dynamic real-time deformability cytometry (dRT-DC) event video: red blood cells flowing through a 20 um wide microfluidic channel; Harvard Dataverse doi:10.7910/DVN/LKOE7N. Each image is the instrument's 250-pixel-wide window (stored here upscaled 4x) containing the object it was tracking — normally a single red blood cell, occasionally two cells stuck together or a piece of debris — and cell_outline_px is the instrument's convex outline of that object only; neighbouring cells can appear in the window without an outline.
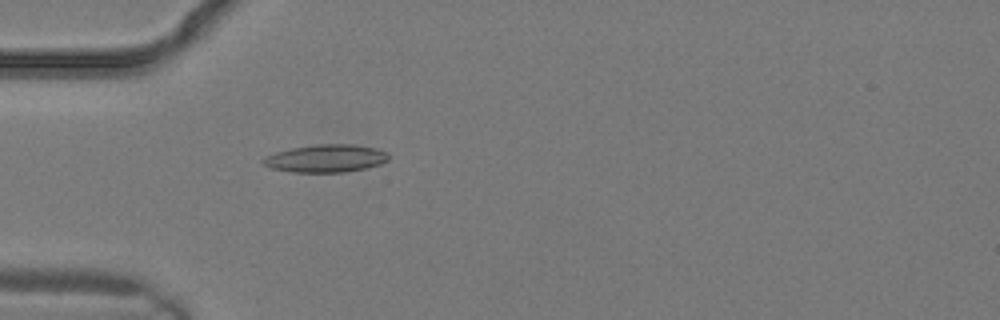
{"species": "common noctule bat (a hibernating species)", "species_latin": "Nyctalus noctula", "temperature_condition": "warm", "stored_images_in_passage": 6, "camera_frame_rate_fps": 3000, "um_per_image_px": 0.085, "animal": {"sex": "male", "body_mass_g": 19.2, "forearm_length_mm": 51.8}, "frame": {"image": 1, "passage_image": 1, "time_ms": 0.0, "image_size_px": [1000, 320], "cell_outline_px": [[388, 160], [380, 164], [364, 168], [344, 172], [292, 172], [272, 168], [264, 164], [260, 160], [264, 156], [276, 152], [292, 148], [316, 144], [352, 144], [376, 148], [388, 152]], "centroid_in_image_um": [27.69, 13.46], "position_along_channel_um": 57.3, "area_um2": 20.23}}
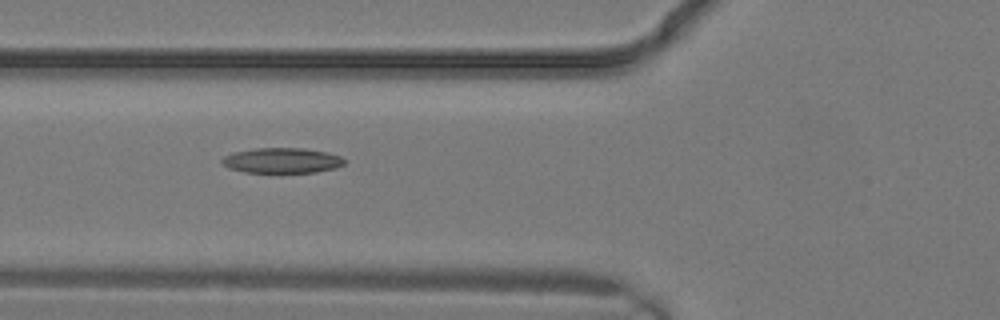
{"frame": {"image": 2, "passage_image": 3, "time_ms": 0.667, "image_size_px": [1000, 320], "cell_outline_px": [[348, 160], [344, 164], [336, 168], [316, 172], [280, 176], [244, 172], [228, 168], [220, 160], [224, 156], [232, 152], [256, 148], [304, 148], [328, 152], [340, 156]], "centroid_in_image_um": [23.98, 13.69], "position_along_channel_um": 101.8, "area_um2": 19.19}}
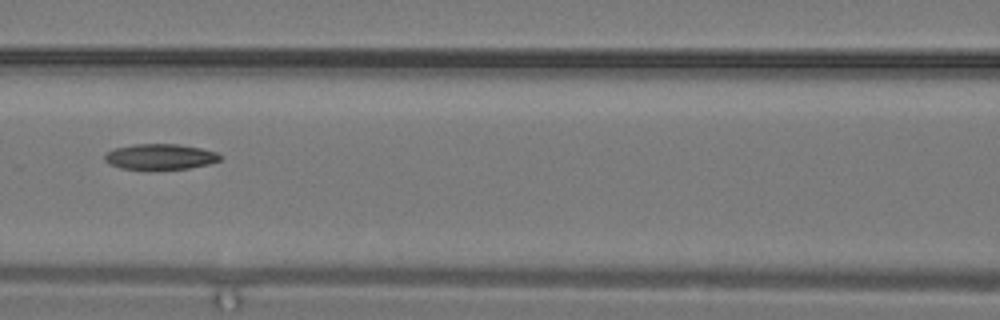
{"frame": {"image": 3, "passage_image": 5, "time_ms": 1.333, "image_size_px": [1000, 320], "cell_outline_px": [[224, 156], [220, 160], [208, 164], [188, 168], [120, 168], [108, 164], [104, 160], [104, 156], [108, 152], [116, 148], [132, 144], [176, 144], [200, 148], [216, 152]], "centroid_in_image_um": [13.62, 13.3], "position_along_channel_um": 153.0, "area_um2": 16.88}}